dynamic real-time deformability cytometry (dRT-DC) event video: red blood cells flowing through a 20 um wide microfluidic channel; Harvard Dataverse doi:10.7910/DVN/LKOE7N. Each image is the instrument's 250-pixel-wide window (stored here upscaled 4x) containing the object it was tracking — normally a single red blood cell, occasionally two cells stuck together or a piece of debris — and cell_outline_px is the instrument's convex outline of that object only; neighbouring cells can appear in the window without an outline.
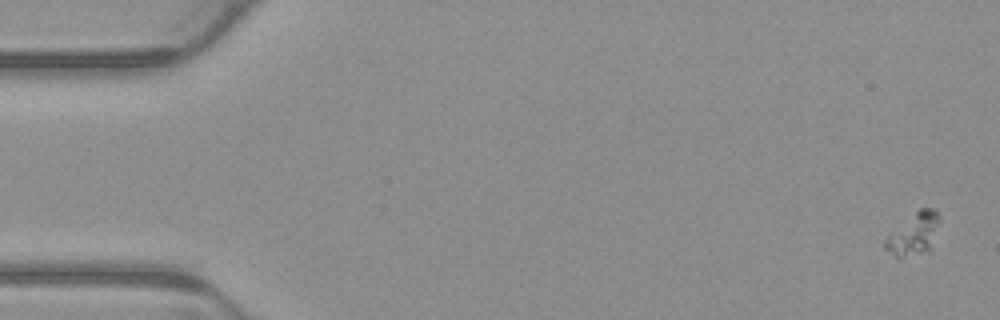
{"species": "common noctule bat (a hibernating species)", "species_latin": "Nyctalus noctula", "temperature_condition": "warm", "stored_images_in_passage": 5, "camera_frame_rate_fps": 3000, "um_per_image_px": 0.085, "animal": {"sex": "male", "body_mass_g": 23.1, "forearm_length_mm": 52.7}, "frame": {"image": 1, "passage_image": 1, "time_ms": 0.0, "image_size_px": [1000, 320], "cell_outline_px": [[940, 220], [928, 252], [900, 260], [896, 260], [884, 248], [884, 240], [888, 236], [920, 208], [936, 208], [940, 216]], "centroid_in_image_um": [77.65, 19.96], "position_along_channel_um": 7.3, "area_um2": 13.41}}
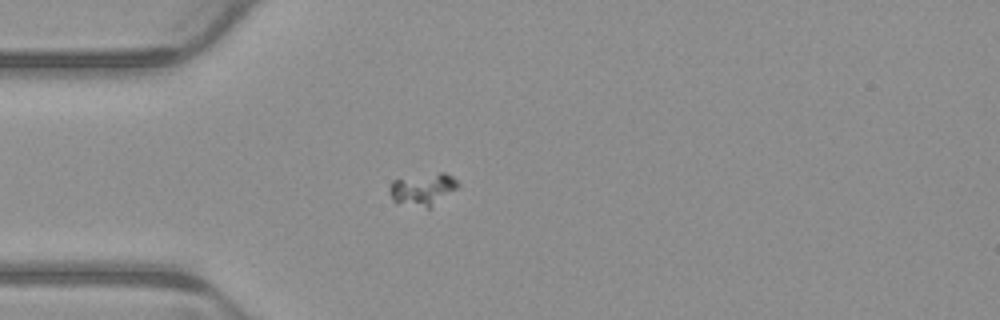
{"frame": {"image": 2, "passage_image": 5, "time_ms": 1.333, "image_size_px": [1000, 320], "cell_outline_px": [[460, 184], [456, 188], [428, 208], [396, 204], [392, 200], [388, 192], [388, 188], [392, 180], [440, 172], [444, 172], [452, 176]], "centroid_in_image_um": [35.86, 16.1], "position_along_channel_um": 49.1, "area_um2": 12.77}}